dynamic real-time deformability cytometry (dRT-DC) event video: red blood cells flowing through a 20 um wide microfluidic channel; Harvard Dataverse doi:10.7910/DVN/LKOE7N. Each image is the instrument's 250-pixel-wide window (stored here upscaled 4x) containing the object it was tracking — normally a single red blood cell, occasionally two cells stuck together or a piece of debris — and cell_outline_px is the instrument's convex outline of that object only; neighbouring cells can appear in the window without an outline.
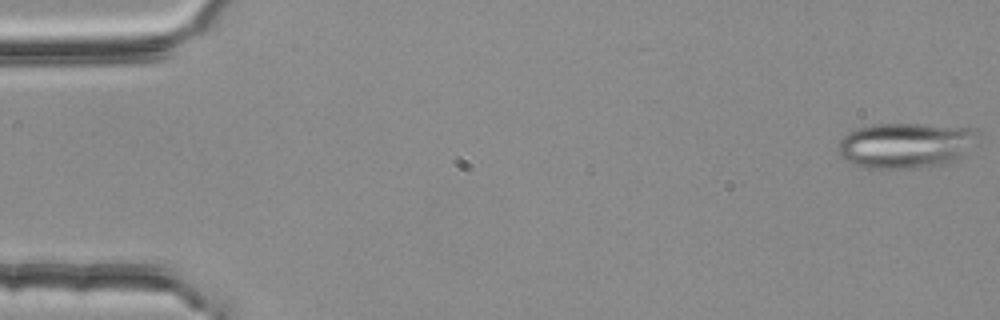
{"species": "common noctule bat (a hibernating species)", "species_latin": "Nyctalus noctula", "temperature_condition": "room temperature", "stored_images_in_passage": 4, "camera_frame_rate_fps": 3000, "um_per_image_px": 0.085, "animal": {"sex": "female", "body_mass_g": 25.1}, "frame": {"image": 1, "passage_image": 1, "time_ms": 0.0, "image_size_px": [1000, 320], "cell_outline_px": [[976, 132], [960, 156], [952, 164], [920, 168], [864, 168], [852, 164], [840, 156], [836, 144], [848, 132], [856, 128], [872, 124], [924, 124], [976, 128]], "centroid_in_image_um": [76.87, 12.36], "position_along_channel_um": 8.1, "area_um2": 36.88}}